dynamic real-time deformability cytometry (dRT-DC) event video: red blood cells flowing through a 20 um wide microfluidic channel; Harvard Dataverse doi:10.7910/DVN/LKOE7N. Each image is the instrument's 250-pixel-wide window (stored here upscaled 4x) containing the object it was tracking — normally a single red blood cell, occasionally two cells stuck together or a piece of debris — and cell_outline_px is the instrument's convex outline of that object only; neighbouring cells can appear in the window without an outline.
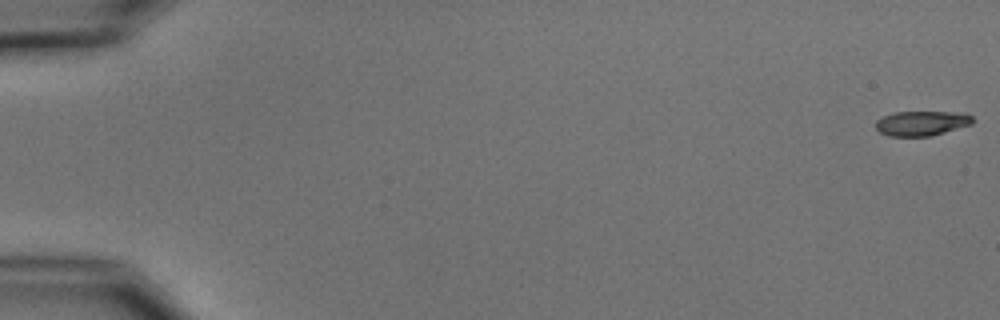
{"species": "common noctule bat (a hibernating species)", "species_latin": "Nyctalus noctula", "temperature_condition": "cold", "stored_images_in_passage": 55, "camera_frame_rate_fps": 3000, "um_per_image_px": 0.085, "animal": {"sex": "male", "body_mass_g": 15.6}, "frame": {"image": 1, "passage_image": 1, "time_ms": 0.0, "image_size_px": [1000, 320], "cell_outline_px": [[972, 124], [932, 136], [888, 136], [880, 132], [876, 128], [876, 120], [884, 116], [896, 112], [968, 112], [972, 116]], "centroid_in_image_um": [78.37, 10.47], "position_along_channel_um": 6.6, "area_um2": 14.05}}
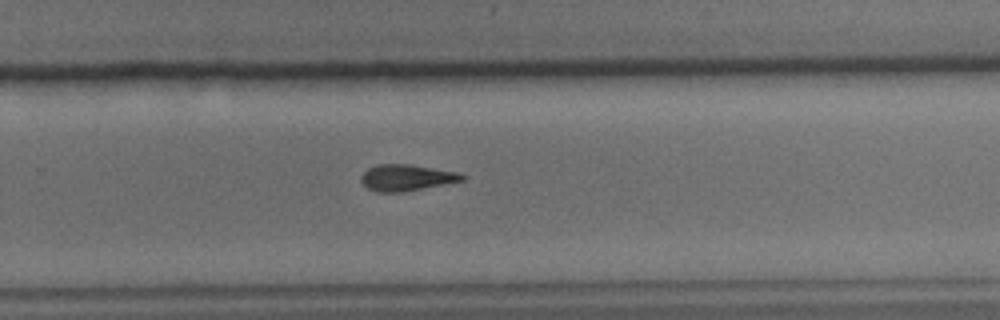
{"frame": {"image": 2, "passage_image": 37, "time_ms": 12.0, "image_size_px": [1000, 320], "cell_outline_px": [[464, 180], [444, 184], [400, 192], [376, 192], [368, 188], [360, 180], [360, 176], [368, 168], [376, 164], [408, 164], [460, 172], [464, 176]], "centroid_in_image_um": [34.52, 15.09], "position_along_channel_um": 295.3, "area_um2": 15.37}}
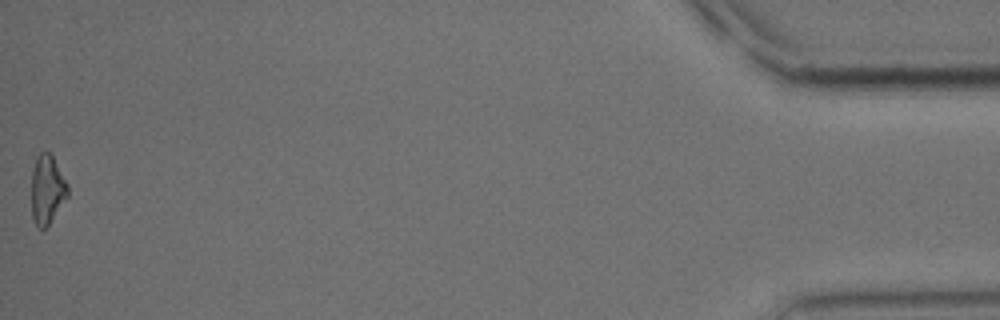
{"frame": {"image": 3, "passage_image": 55, "time_ms": 18.0, "image_size_px": [1000, 320], "cell_outline_px": [[68, 196], [48, 224], [44, 228], [40, 228], [36, 224], [32, 216], [32, 168], [36, 156], [40, 152], [48, 152], [52, 156], [68, 184]], "centroid_in_image_um": [4.0, 16.08], "position_along_channel_um": 431.2, "area_um2": 14.33}, "authors_computed_cell_mechanics": {"area_um2": 15.3748, "velocity_mm_per_s": 3.7427, "shape_relaxation_time_tau1_ms": 3.4447, "shape_relaxation_time_tau2_ms": 9.9042, "deformation_change_tau1": 0.1503, "deformation_change_tau2": 0.2528}}